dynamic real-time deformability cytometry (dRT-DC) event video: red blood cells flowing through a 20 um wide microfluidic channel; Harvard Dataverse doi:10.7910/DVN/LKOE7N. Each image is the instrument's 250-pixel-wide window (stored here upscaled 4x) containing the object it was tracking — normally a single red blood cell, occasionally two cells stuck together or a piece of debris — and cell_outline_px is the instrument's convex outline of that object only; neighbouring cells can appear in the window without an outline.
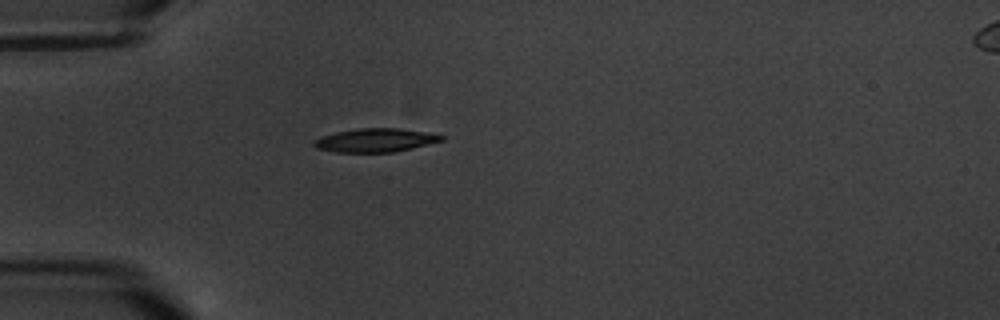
{"species": "common noctule bat (a hibernating species)", "species_latin": "Nyctalus noctula", "temperature_condition": "warm", "stored_images_in_passage": 2, "camera_frame_rate_fps": 3000, "um_per_image_px": 0.085, "animal": {"sex": "male", "body_mass_g": 20.1, "forearm_length_mm": 53.5}, "frame": {"image": 1, "passage_image": 1, "time_ms": 0.0, "image_size_px": [1000, 320], "cell_outline_px": [[444, 140], [412, 148], [392, 152], [336, 152], [316, 148], [312, 144], [312, 140], [320, 136], [336, 132], [360, 128], [400, 128], [424, 132], [444, 136]], "centroid_in_image_um": [31.85, 11.92], "position_along_channel_um": 53.2, "area_um2": 17.46}}